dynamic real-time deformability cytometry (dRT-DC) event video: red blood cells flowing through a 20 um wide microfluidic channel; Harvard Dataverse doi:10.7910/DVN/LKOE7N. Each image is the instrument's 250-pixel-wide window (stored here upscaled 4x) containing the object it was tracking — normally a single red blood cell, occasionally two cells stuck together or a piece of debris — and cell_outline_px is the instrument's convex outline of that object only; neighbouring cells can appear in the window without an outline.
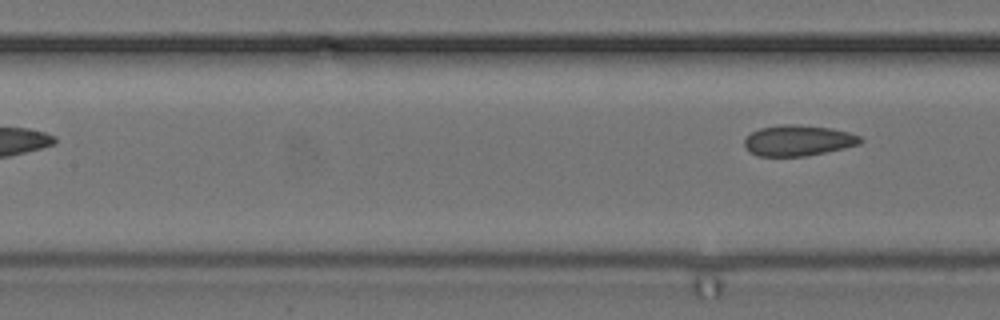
{"species": "common noctule bat (a hibernating species)", "species_latin": "Nyctalus noctula", "temperature_condition": "cold", "stored_images_in_passage": 7, "camera_frame_rate_fps": 3000, "um_per_image_px": 0.085, "animal": {"sex": "female", "body_mass_g": 24.6, "forearm_length_mm": 56.2}, "frame": {"image": 1, "passage_image": 7, "time_ms": 2.0, "image_size_px": [1000, 320], "cell_outline_px": [[864, 140], [860, 144], [844, 148], [804, 156], [756, 156], [748, 152], [744, 144], [744, 136], [760, 128], [784, 124], [792, 124], [832, 128], [848, 132], [860, 136]], "centroid_in_image_um": [67.81, 11.94], "position_along_channel_um": 139.6, "area_um2": 20.87}}